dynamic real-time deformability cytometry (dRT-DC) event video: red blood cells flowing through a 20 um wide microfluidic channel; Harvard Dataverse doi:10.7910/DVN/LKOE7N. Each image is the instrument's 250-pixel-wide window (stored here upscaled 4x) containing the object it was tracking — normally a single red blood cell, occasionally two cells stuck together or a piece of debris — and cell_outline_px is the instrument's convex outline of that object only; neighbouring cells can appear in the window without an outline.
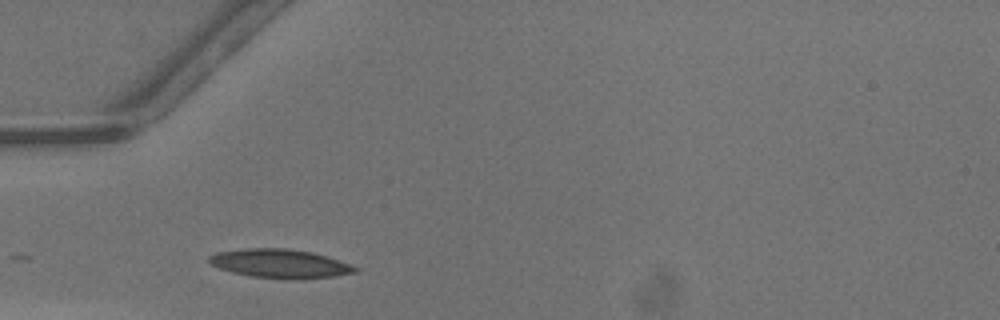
{"species": "common noctule bat (a hibernating species)", "species_latin": "Nyctalus noctula", "temperature_condition": "warm", "stored_images_in_passage": 10, "camera_frame_rate_fps": 3000, "um_per_image_px": 0.085, "animal": {"sex": "male", "body_mass_g": 13.3}, "frame": {"image": 1, "passage_image": 1, "time_ms": 0.0, "image_size_px": [1000, 320], "cell_outline_px": [[360, 268], [356, 272], [332, 276], [252, 276], [232, 272], [220, 268], [212, 264], [208, 260], [208, 256], [216, 252], [244, 248], [288, 248], [312, 252], [328, 256]], "centroid_in_image_um": [23.75, 22.34], "position_along_channel_um": 61.2, "area_um2": 23.41}}
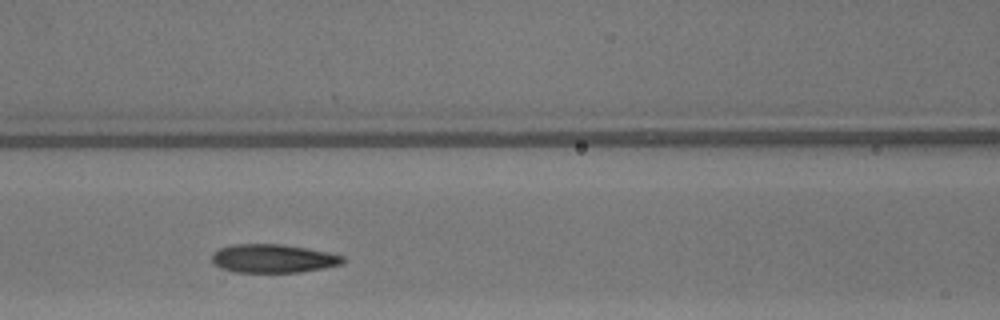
{"frame": {"image": 2, "passage_image": 7, "time_ms": 2.0, "image_size_px": [1000, 320], "cell_outline_px": [[344, 260], [340, 264], [324, 268], [296, 272], [236, 272], [220, 268], [212, 260], [212, 252], [220, 248], [232, 244], [280, 244], [308, 248], [332, 252], [344, 256]], "centroid_in_image_um": [23.22, 21.96], "position_along_channel_um": 143.4, "area_um2": 21.79}}
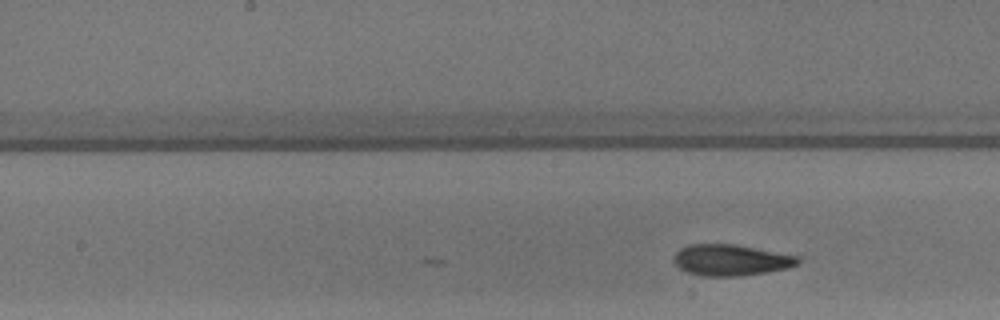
{"frame": {"image": 3, "passage_image": 10, "time_ms": 3.0, "image_size_px": [1000, 320], "cell_outline_px": [[800, 264], [788, 268], [740, 276], [704, 276], [688, 272], [680, 268], [672, 260], [672, 256], [680, 248], [688, 244], [736, 244], [800, 256]], "centroid_in_image_um": [62.13, 22.09], "position_along_channel_um": 186.1, "area_um2": 22.72}}